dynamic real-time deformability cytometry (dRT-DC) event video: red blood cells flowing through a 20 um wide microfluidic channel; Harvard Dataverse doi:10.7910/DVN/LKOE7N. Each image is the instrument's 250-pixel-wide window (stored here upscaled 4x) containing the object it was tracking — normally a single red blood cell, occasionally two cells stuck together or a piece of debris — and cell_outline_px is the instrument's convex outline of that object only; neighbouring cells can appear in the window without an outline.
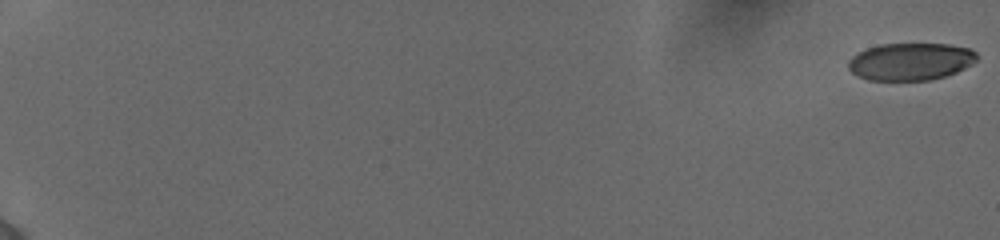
{"species": "human", "species_latin": "Homo sapiens", "temperature_condition": "cold", "stored_images_in_passage": 48, "camera_frame_rate_fps": 3000, "um_per_image_px": 0.085, "donor": {"sex": "female"}, "frame": {"image": 1, "passage_image": 1, "time_ms": 0.0, "image_size_px": [1000, 240], "cell_outline_px": [[976, 60], [972, 64], [956, 72], [944, 76], [928, 80], [868, 80], [856, 76], [848, 68], [848, 60], [856, 52], [880, 44], [948, 44], [968, 48], [976, 52]], "centroid_in_image_um": [77.35, 5.23], "position_along_channel_um": 7.6, "area_um2": 27.98}}
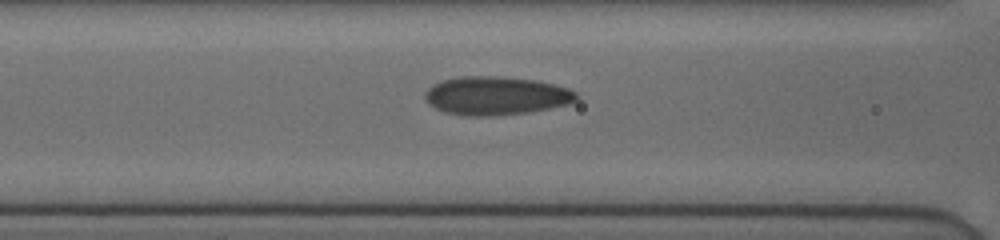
{"frame": {"image": 2, "passage_image": 39, "time_ms": 9.0, "image_size_px": [1000, 240], "cell_outline_px": [[580, 96], [576, 100], [568, 104], [528, 112], [496, 116], [464, 116], [444, 112], [428, 104], [424, 100], [424, 92], [432, 84], [444, 80], [460, 76], [500, 76], [536, 80], [556, 84], [568, 88], [576, 92]], "centroid_in_image_um": [42.15, 8.14], "position_along_channel_um": 124.5, "area_um2": 34.33}}
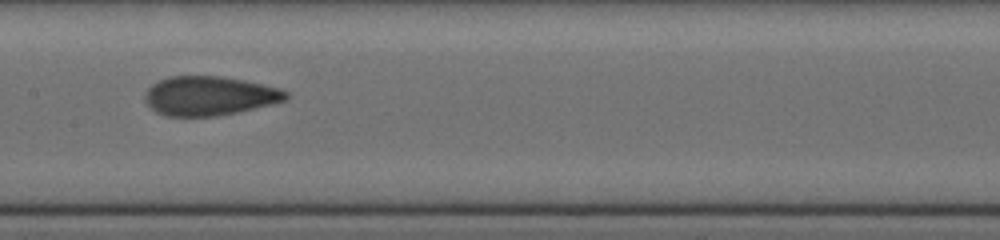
{"frame": {"image": 3, "passage_image": 47, "time_ms": 10.667, "image_size_px": [1000, 240], "cell_outline_px": [[288, 100], [272, 104], [236, 112], [216, 116], [164, 116], [156, 112], [144, 100], [144, 96], [148, 88], [152, 84], [168, 76], [220, 76], [244, 80], [280, 88], [288, 92]], "centroid_in_image_um": [17.8, 8.14], "position_along_channel_um": 189.6, "area_um2": 32.19}}